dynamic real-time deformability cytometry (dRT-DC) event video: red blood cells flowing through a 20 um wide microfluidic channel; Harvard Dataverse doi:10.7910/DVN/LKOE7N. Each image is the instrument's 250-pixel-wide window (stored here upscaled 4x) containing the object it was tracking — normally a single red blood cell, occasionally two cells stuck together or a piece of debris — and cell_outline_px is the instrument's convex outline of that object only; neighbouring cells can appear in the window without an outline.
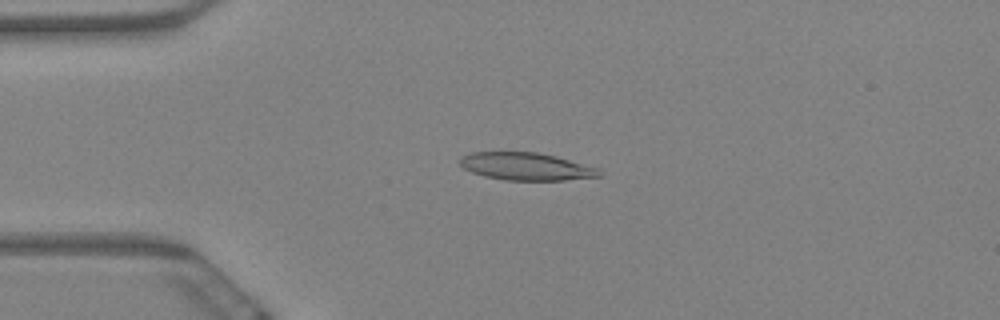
{"species": "Egyptian fruit bat (a non-hibernating species)", "species_latin": "Rousettus aegyptiacus", "temperature_condition": "warm", "stored_images_in_passage": 4, "camera_frame_rate_fps": 3000, "um_per_image_px": 0.085, "animal": {"sex": "female"}, "frame": {"image": 1, "passage_image": 3, "time_ms": 0.667, "image_size_px": [1000, 320], "cell_outline_px": [[600, 176], [564, 180], [504, 180], [484, 176], [472, 172], [464, 168], [460, 164], [460, 156], [472, 152], [536, 152], [556, 156], [600, 168]], "centroid_in_image_um": [44.71, 14.14], "position_along_channel_um": 40.3, "area_um2": 22.37}}